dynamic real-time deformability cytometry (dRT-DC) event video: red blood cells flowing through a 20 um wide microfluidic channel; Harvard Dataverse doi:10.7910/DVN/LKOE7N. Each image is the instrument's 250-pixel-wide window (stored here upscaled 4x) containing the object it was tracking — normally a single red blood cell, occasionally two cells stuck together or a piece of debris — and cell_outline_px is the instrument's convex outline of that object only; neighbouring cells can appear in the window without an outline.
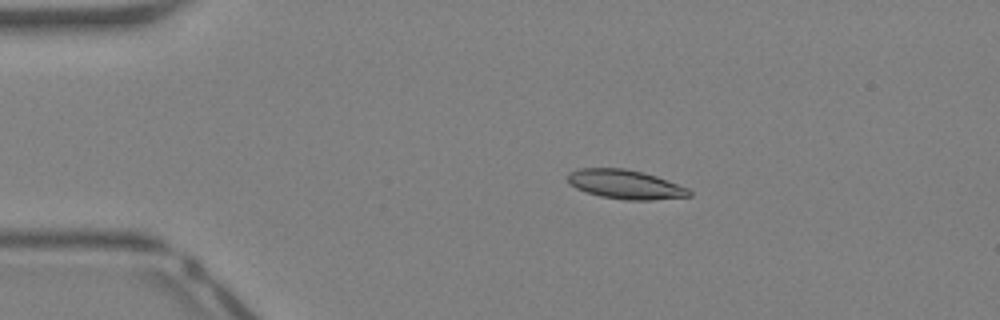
{"species": "Egyptian fruit bat (a non-hibernating species)", "species_latin": "Rousettus aegyptiacus", "temperature_condition": "warm", "stored_images_in_passage": 42, "camera_frame_rate_fps": 3000, "um_per_image_px": 0.085, "animal": {"sex": "female"}, "frame": {"image": 1, "passage_image": 8, "time_ms": 2.333, "image_size_px": [1000, 320], "cell_outline_px": [[692, 196], [652, 200], [624, 200], [600, 196], [576, 188], [568, 184], [568, 172], [580, 168], [624, 168], [644, 172], [656, 176], [688, 188], [692, 192]], "centroid_in_image_um": [53.15, 15.67], "position_along_channel_um": 31.8, "area_um2": 20.69}}
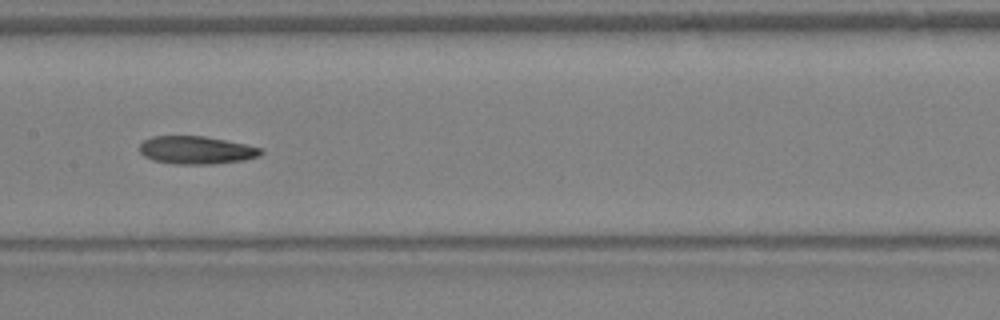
{"frame": {"image": 2, "passage_image": 21, "time_ms": 6.667, "image_size_px": [1000, 320], "cell_outline_px": [[264, 152], [260, 156], [244, 160], [212, 164], [176, 164], [152, 160], [144, 156], [140, 152], [140, 144], [144, 140], [152, 136], [204, 136], [244, 144], [260, 148]], "centroid_in_image_um": [16.67, 12.76], "position_along_channel_um": 190.7, "area_um2": 19.65}}
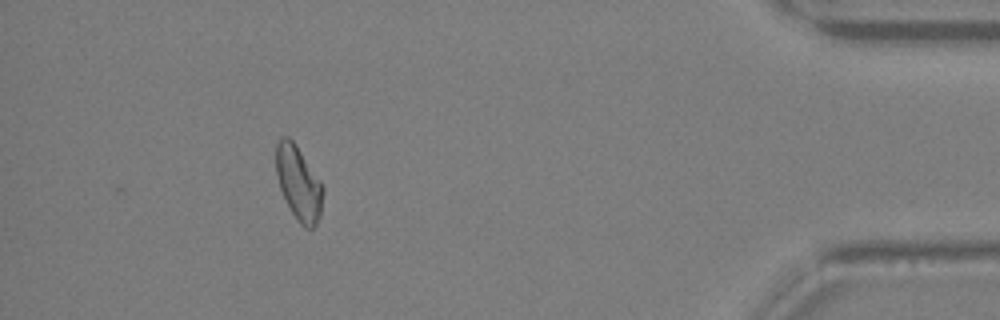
{"frame": {"image": 3, "passage_image": 38, "time_ms": 12.333, "image_size_px": [1000, 320], "cell_outline_px": [[324, 192], [320, 216], [316, 224], [312, 228], [304, 228], [300, 224], [292, 212], [280, 188], [276, 172], [276, 144], [280, 136], [288, 136], [296, 144], [320, 180], [324, 188]], "centroid_in_image_um": [25.39, 15.55], "position_along_channel_um": 409.8, "area_um2": 20.23}, "authors_computed_cell_mechanics": {"area_um2": 20.1433, "velocity_mm_per_s": 4.868, "shape_relaxation_time_tau1_ms": null, "shape_relaxation_time_tau2_ms": 5.9596, "deformation_change_tau1": null, "deformation_change_tau2": 0.1483}}